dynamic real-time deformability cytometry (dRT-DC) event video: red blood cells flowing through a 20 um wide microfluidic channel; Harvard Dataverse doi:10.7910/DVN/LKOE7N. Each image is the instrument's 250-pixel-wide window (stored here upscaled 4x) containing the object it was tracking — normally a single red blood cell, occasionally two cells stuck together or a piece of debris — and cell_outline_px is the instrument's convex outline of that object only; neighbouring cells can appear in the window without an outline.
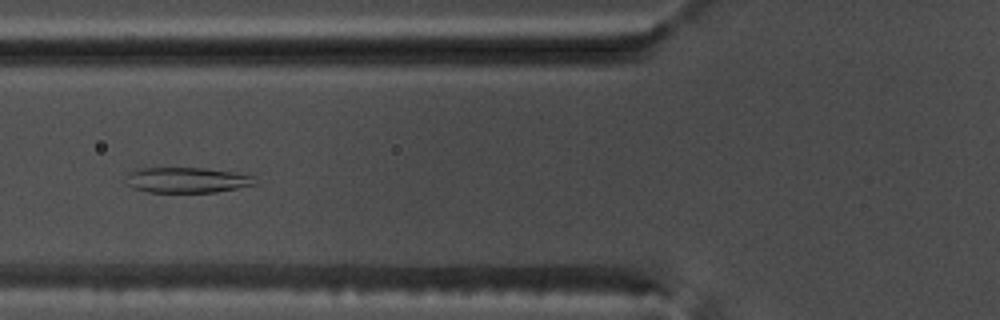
{"species": "common noctule bat (a hibernating species)", "species_latin": "Nyctalus noctula", "temperature_condition": "warm", "stored_images_in_passage": 54, "camera_frame_rate_fps": 3000, "um_per_image_px": 0.085, "animal": {"sex": "male", "body_mass_g": 17.5, "forearm_length_mm": 52.3}, "frame": {"image": 1, "passage_image": 21, "time_ms": 6.667, "image_size_px": [1000, 320], "cell_outline_px": [[260, 184], [216, 192], [148, 192], [136, 188], [128, 184], [128, 172], [136, 168], [204, 168], [232, 172], [252, 176]], "centroid_in_image_um": [15.93, 15.3], "position_along_channel_um": 109.9, "area_um2": 19.02}}
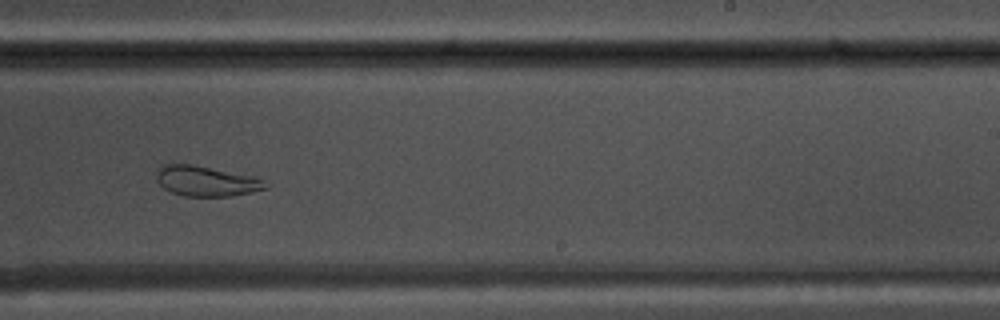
{"frame": {"image": 2, "passage_image": 34, "time_ms": 11.0, "image_size_px": [1000, 320], "cell_outline_px": [[272, 184], [268, 188], [232, 196], [184, 196], [172, 192], [164, 188], [156, 180], [156, 172], [160, 164], [188, 164], [260, 176]], "centroid_in_image_um": [17.61, 15.38], "position_along_channel_um": 271.4, "area_um2": 19.65}}
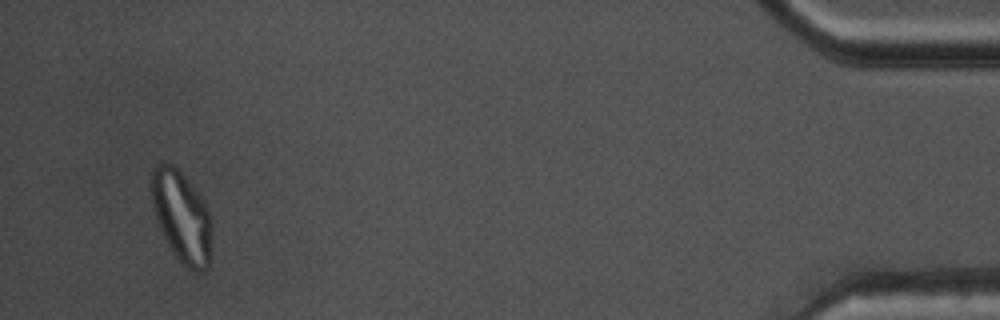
{"frame": {"image": 3, "passage_image": 52, "time_ms": 17.0, "image_size_px": [1000, 320], "cell_outline_px": [[212, 260], [208, 268], [200, 272], [192, 272], [172, 252], [156, 220], [152, 208], [152, 168], [156, 164], [172, 164], [184, 176], [204, 200], [212, 220]], "centroid_in_image_um": [15.49, 18.48], "position_along_channel_um": 419.7, "area_um2": 32.48}, "authors_computed_cell_mechanics": {"area_um2": 26.877, "velocity_mm_per_s": 3.7359, "shape_relaxation_time_tau1_ms": null, "shape_relaxation_time_tau2_ms": 1.47, "deformation_change_tau1": null, "deformation_change_tau2": 0.0587}}